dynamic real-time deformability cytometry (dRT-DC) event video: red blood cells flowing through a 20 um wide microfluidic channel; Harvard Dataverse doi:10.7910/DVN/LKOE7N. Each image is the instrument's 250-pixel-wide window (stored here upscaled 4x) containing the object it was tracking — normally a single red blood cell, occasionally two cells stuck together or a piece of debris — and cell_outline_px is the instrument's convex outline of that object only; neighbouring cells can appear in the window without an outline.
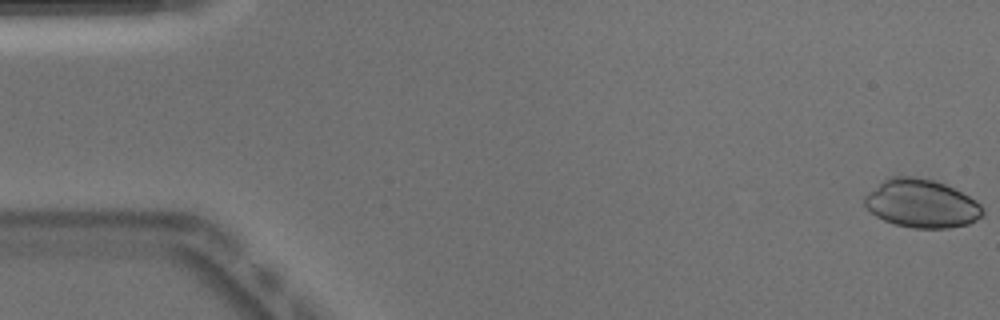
{"species": "Egyptian fruit bat (a non-hibernating species)", "species_latin": "Rousettus aegyptiacus", "temperature_condition": "warm", "stored_images_in_passage": 51, "camera_frame_rate_fps": 3000, "um_per_image_px": 0.085, "animal": {"sex": "male"}, "frame": {"image": 1, "passage_image": 1, "time_ms": 0.0, "image_size_px": [1000, 320], "cell_outline_px": [[984, 216], [968, 224], [948, 228], [912, 228], [896, 224], [884, 220], [876, 216], [864, 204], [864, 196], [868, 192], [884, 180], [896, 176], [912, 176], [932, 180], [944, 184], [976, 200], [980, 204], [984, 212]], "centroid_in_image_um": [78.34, 17.31], "position_along_channel_um": 6.7, "area_um2": 32.95}}
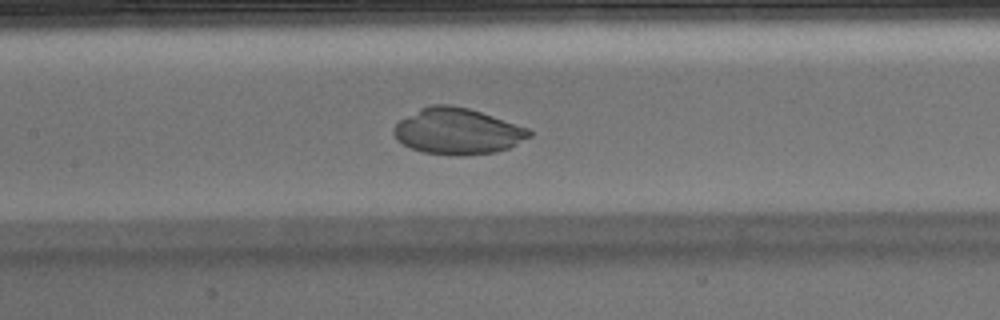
{"frame": {"image": 2, "passage_image": 24, "time_ms": 7.667, "image_size_px": [1000, 320], "cell_outline_px": [[532, 136], [508, 148], [496, 152], [464, 156], [456, 156], [424, 152], [412, 148], [396, 140], [392, 132], [392, 128], [400, 120], [420, 108], [432, 104], [448, 104], [468, 108], [528, 128], [532, 132]], "centroid_in_image_um": [38.87, 11.16], "position_along_channel_um": 168.5, "area_um2": 36.36}}
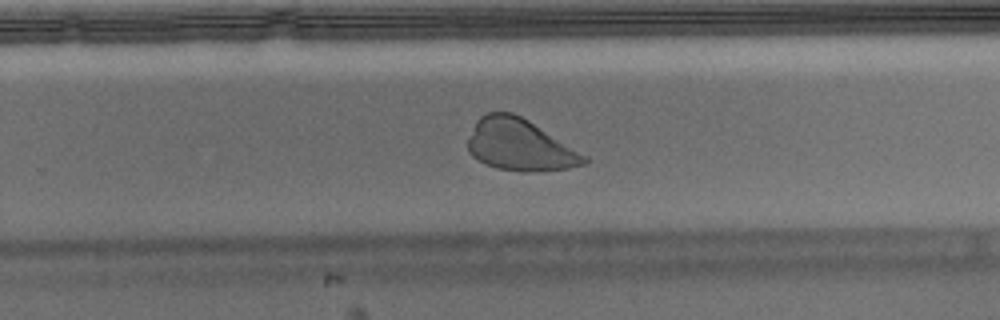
{"frame": {"image": 3, "passage_image": 33, "time_ms": 10.667, "image_size_px": [1000, 320], "cell_outline_px": [[588, 164], [568, 168], [496, 168], [484, 164], [472, 156], [468, 152], [468, 140], [476, 120], [480, 116], [488, 112], [512, 112], [528, 120], [588, 156]], "centroid_in_image_um": [44.15, 12.27], "position_along_channel_um": 285.6, "area_um2": 33.93}}